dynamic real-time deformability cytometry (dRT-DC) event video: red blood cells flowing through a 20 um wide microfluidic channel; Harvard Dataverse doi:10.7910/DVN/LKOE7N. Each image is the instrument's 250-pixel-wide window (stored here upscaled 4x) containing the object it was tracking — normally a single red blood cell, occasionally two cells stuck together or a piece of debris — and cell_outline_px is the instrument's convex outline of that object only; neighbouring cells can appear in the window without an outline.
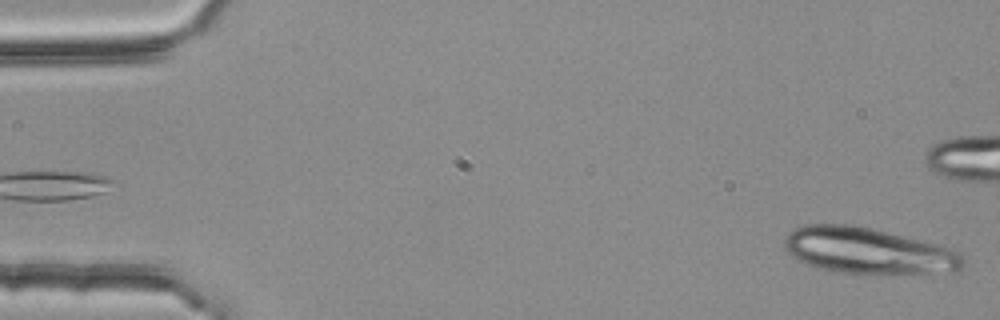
{"species": "common noctule bat (a hibernating species)", "species_latin": "Nyctalus noctula", "temperature_condition": "room temperature", "stored_images_in_passage": 3, "segment_of_instrument_passage": [2, 2], "camera_frame_rate_fps": 3000, "um_per_image_px": 0.085, "animal": {"sex": "female", "body_mass_g": 25.1}, "frame": {"image": 1, "passage_image": 3, "time_ms": 0.667, "image_size_px": [1000, 320], "cell_outline_px": [[964, 264], [960, 268], [928, 272], [844, 272], [820, 268], [808, 264], [800, 260], [784, 248], [784, 236], [788, 232], [804, 224], [852, 224], [948, 248], [960, 252], [964, 260]], "centroid_in_image_um": [73.66, 21.28], "position_along_channel_um": 11.3, "area_um2": 46.01}}